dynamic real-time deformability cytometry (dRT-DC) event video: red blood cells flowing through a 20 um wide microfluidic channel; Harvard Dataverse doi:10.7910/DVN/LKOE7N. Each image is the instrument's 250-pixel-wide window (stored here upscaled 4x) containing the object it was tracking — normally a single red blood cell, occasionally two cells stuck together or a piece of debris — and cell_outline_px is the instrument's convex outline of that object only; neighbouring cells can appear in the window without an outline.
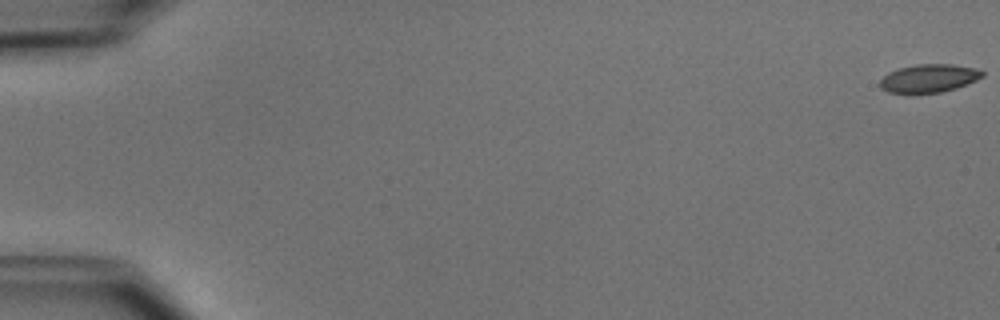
{"species": "common noctule bat (a hibernating species)", "species_latin": "Nyctalus noctula", "temperature_condition": "cold", "stored_images_in_passage": 15, "camera_frame_rate_fps": 3000, "um_per_image_px": 0.085, "animal": {"sex": "male", "body_mass_g": 15.6}, "frame": {"image": 1, "passage_image": 1, "time_ms": 0.0, "image_size_px": [1000, 320], "cell_outline_px": [[984, 76], [976, 80], [956, 88], [940, 92], [912, 96], [908, 96], [888, 92], [880, 88], [880, 80], [888, 72], [900, 68], [916, 64], [952, 64], [980, 68], [984, 72]], "centroid_in_image_um": [78.93, 6.69], "position_along_channel_um": 6.1, "area_um2": 17.51}}
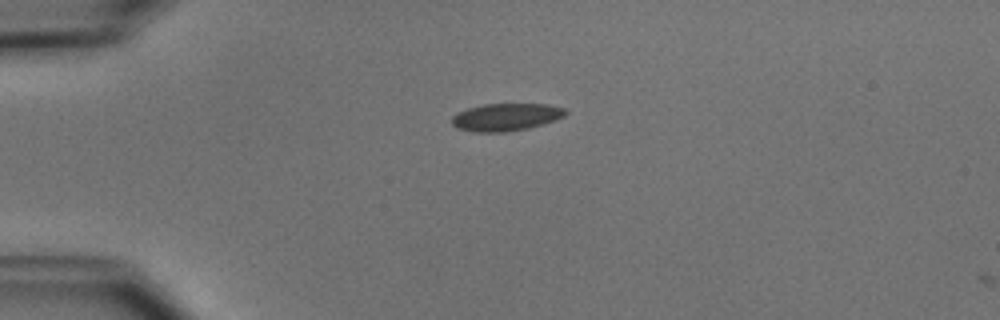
{"frame": {"image": 2, "passage_image": 14, "time_ms": 4.333, "image_size_px": [1000, 320], "cell_outline_px": [[568, 112], [564, 116], [556, 120], [528, 128], [508, 132], [472, 132], [456, 128], [452, 124], [452, 116], [468, 108], [484, 104], [548, 104], [564, 108]], "centroid_in_image_um": [43.01, 9.96], "position_along_channel_um": 42.0, "area_um2": 18.26}}